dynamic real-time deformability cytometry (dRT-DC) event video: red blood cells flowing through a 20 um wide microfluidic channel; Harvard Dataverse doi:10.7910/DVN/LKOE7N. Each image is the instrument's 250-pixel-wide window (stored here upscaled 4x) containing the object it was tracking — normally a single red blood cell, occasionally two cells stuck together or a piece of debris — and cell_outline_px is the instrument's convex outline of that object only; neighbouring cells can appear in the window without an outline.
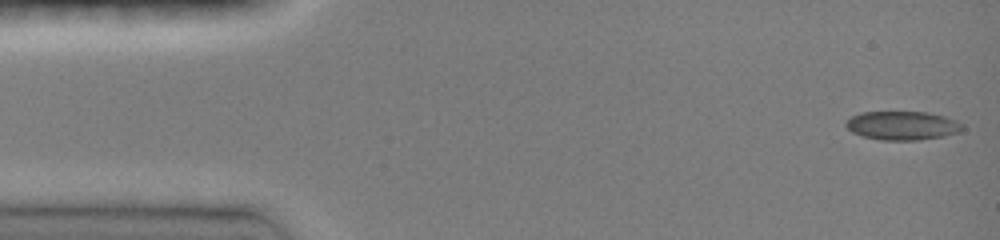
{"species": "common noctule bat (a hibernating species)", "species_latin": "Nyctalus noctula", "temperature_condition": "room temperature", "stored_images_in_passage": 4, "camera_frame_rate_fps": 3000, "um_per_image_px": 0.085, "animal": {"sex": "female", "body_mass_g": 19.0, "forearm_length_mm": 51.5}, "frame": {"image": 1, "passage_image": 1, "time_ms": 0.0, "image_size_px": [1000, 240], "cell_outline_px": [[964, 128], [960, 132], [944, 136], [920, 140], [880, 140], [864, 136], [852, 132], [844, 124], [852, 116], [860, 112], [924, 112], [944, 116], [956, 120], [964, 124]], "centroid_in_image_um": [76.73, 10.67], "position_along_channel_um": 8.3, "area_um2": 19.54}}
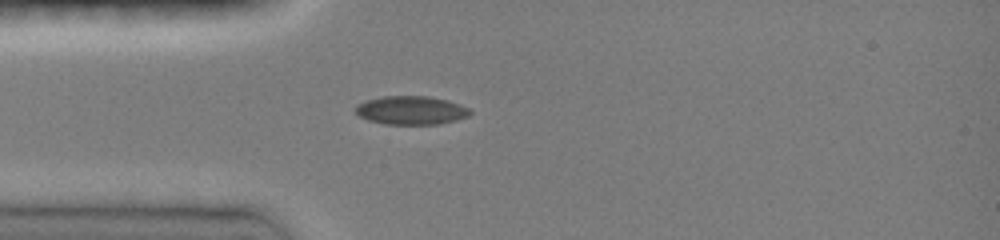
{"frame": {"image": 2, "passage_image": 4, "time_ms": 3.667, "image_size_px": [1000, 240], "cell_outline_px": [[472, 112], [468, 116], [456, 120], [440, 124], [384, 124], [368, 120], [360, 116], [352, 108], [356, 104], [364, 100], [384, 96], [428, 96], [448, 100], [460, 104], [468, 108]], "centroid_in_image_um": [34.91, 9.37], "position_along_channel_um": 50.1, "area_um2": 19.25}}